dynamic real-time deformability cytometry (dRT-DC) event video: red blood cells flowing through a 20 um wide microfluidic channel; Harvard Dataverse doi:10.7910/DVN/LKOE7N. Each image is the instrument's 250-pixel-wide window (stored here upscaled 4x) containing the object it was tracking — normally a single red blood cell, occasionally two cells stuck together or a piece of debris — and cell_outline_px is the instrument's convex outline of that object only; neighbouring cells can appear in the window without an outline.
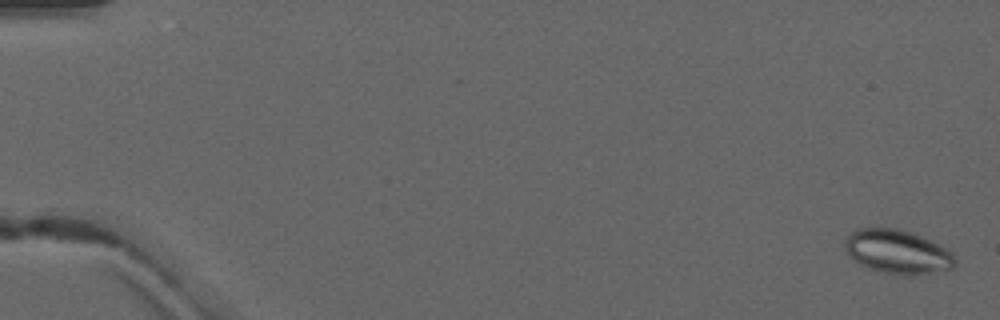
{"species": "common noctule bat (a hibernating species)", "species_latin": "Nyctalus noctula", "temperature_condition": "warm", "stored_images_in_passage": 3, "camera_frame_rate_fps": 3000, "um_per_image_px": 0.085, "animal": {"sex": "male", "forearm_length_mm": 52.5}, "frame": {"image": 1, "passage_image": 1, "time_ms": 0.0, "image_size_px": [1000, 320], "cell_outline_px": [[956, 264], [952, 268], [912, 276], [900, 276], [880, 272], [868, 268], [860, 264], [844, 252], [844, 240], [856, 228], [896, 228], [924, 236], [940, 244], [952, 252], [956, 256]], "centroid_in_image_um": [76.29, 21.41], "position_along_channel_um": 8.7, "area_um2": 28.73}}